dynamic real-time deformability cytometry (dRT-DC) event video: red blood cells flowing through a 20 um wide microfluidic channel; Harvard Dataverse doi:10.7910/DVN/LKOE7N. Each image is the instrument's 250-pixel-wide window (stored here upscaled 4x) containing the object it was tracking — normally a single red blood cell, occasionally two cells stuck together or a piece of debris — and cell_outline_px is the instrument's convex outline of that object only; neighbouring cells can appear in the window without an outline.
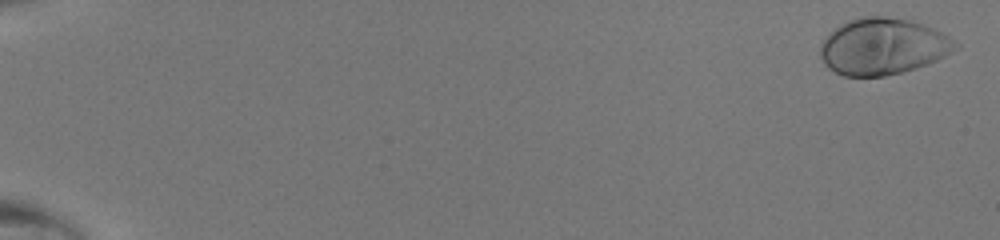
{"species": "human", "species_latin": "Homo sapiens", "temperature_condition": "room temperature", "stored_images_in_passage": 49, "camera_frame_rate_fps": 3000, "um_per_image_px": 0.085, "donor": {"sex": "male"}, "frame": {"image": 1, "passage_image": 2, "time_ms": 0.333, "image_size_px": [1000, 240], "cell_outline_px": [[960, 48], [928, 64], [916, 68], [884, 76], [844, 76], [828, 68], [824, 64], [820, 56], [820, 44], [840, 24], [848, 20], [860, 16], [884, 16], [908, 20], [924, 24], [948, 36], [960, 44]], "centroid_in_image_um": [75.05, 3.95], "position_along_channel_um": 10.0, "area_um2": 44.39}}
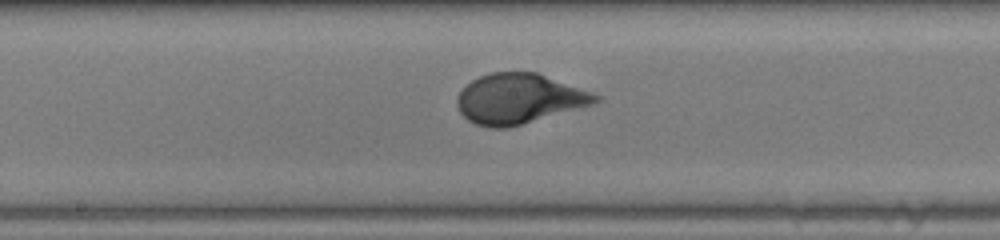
{"frame": {"image": 2, "passage_image": 29, "time_ms": 9.333, "image_size_px": [1000, 240], "cell_outline_px": [[600, 100], [592, 104], [520, 124], [504, 128], [492, 128], [476, 124], [468, 120], [460, 112], [456, 104], [456, 96], [472, 80], [480, 76], [492, 72], [536, 72], [592, 92], [600, 96]], "centroid_in_image_um": [44.08, 8.38], "position_along_channel_um": 204.1, "area_um2": 39.71}}
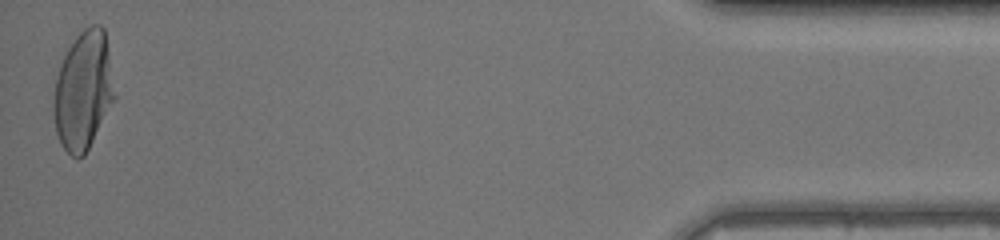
{"frame": {"image": 3, "passage_image": 49, "time_ms": 16.0, "image_size_px": [1000, 240], "cell_outline_px": [[116, 96], [84, 156], [72, 156], [60, 144], [56, 132], [52, 112], [52, 100], [56, 80], [60, 64], [68, 48], [76, 36], [84, 28], [92, 24], [100, 24], [104, 28]], "centroid_in_image_um": [7.06, 7.69], "position_along_channel_um": 428.1, "area_um2": 41.96}}